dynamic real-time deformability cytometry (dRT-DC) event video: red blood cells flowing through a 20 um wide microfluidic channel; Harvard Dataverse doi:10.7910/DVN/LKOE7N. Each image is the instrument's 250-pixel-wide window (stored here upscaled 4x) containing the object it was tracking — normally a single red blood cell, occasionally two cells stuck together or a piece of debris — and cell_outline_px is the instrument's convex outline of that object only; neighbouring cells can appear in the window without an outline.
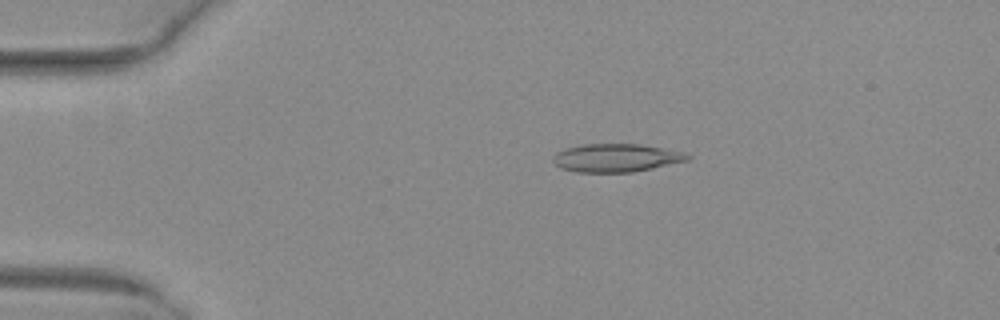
{"species": "common noctule bat (a hibernating species)", "species_latin": "Nyctalus noctula", "temperature_condition": "warm", "stored_images_in_passage": 43, "camera_frame_rate_fps": 3000, "um_per_image_px": 0.085, "animal": {"sex": "female", "body_mass_g": 29.2, "forearm_length_mm": 56.3}, "frame": {"image": 1, "passage_image": 2, "time_ms": 0.333, "image_size_px": [1000, 320], "cell_outline_px": [[692, 156], [688, 160], [652, 168], [632, 172], [576, 172], [560, 168], [552, 160], [556, 152], [568, 148], [584, 144], [640, 144], [684, 152]], "centroid_in_image_um": [52.37, 13.42], "position_along_channel_um": 32.6, "area_um2": 21.91}}
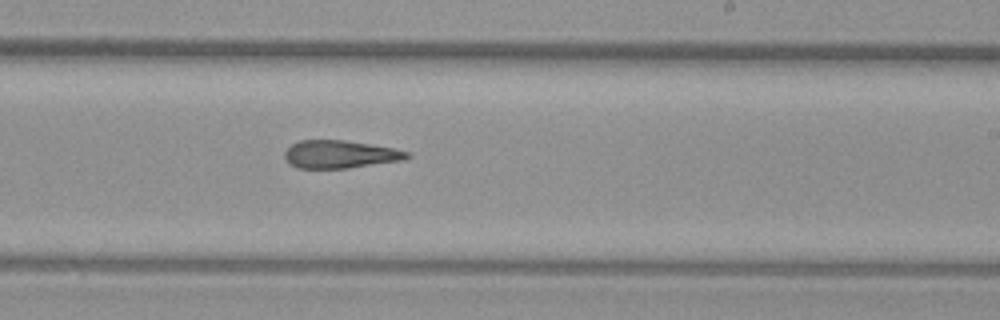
{"frame": {"image": 2, "passage_image": 23, "time_ms": 7.333, "image_size_px": [1000, 320], "cell_outline_px": [[412, 156], [404, 160], [348, 168], [296, 168], [288, 164], [284, 160], [284, 152], [292, 144], [300, 140], [344, 140], [392, 148], [412, 152]], "centroid_in_image_um": [28.89, 13.12], "position_along_channel_um": 260.1, "area_um2": 20.0}}
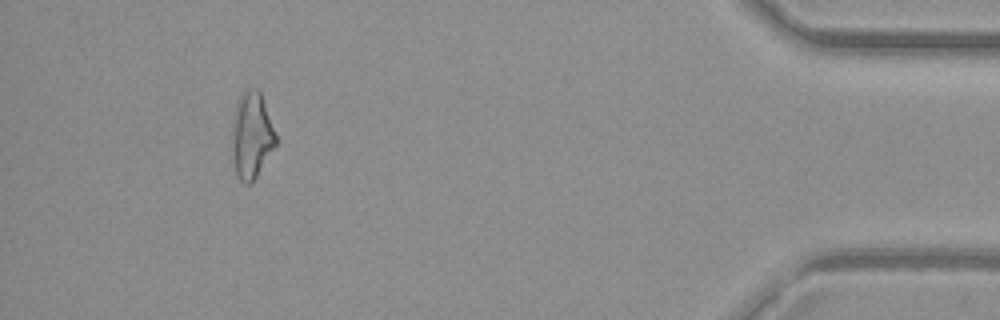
{"frame": {"image": 3, "passage_image": 39, "time_ms": 12.667, "image_size_px": [1000, 320], "cell_outline_px": [[276, 144], [252, 184], [244, 184], [236, 176], [232, 156], [232, 120], [236, 104], [244, 88], [256, 88], [260, 92], [276, 136]], "centroid_in_image_um": [21.35, 11.53], "position_along_channel_um": 413.9, "area_um2": 22.08}, "authors_computed_cell_mechanics": {"area_um2": 20.9236, "velocity_mm_per_s": 4.0491, "shape_relaxation_time_tau1_ms": null, "shape_relaxation_time_tau2_ms": 7.3755, "deformation_change_tau1": null, "deformation_change_tau2": 0.2384}}